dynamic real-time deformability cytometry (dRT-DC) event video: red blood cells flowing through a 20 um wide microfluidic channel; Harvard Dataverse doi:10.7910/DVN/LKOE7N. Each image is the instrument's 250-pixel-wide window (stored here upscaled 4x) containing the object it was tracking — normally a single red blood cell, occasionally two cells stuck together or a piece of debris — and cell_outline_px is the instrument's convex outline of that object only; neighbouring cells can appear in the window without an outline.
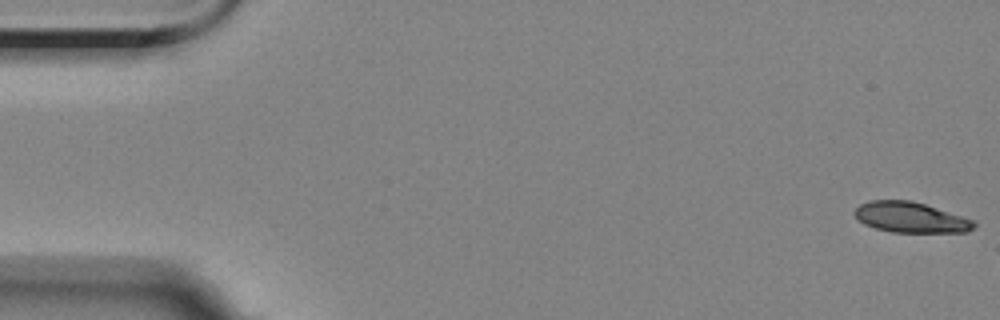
{"species": "Egyptian fruit bat (a non-hibernating species)", "species_latin": "Rousettus aegyptiacus", "temperature_condition": "room temperature", "stored_images_in_passage": 3, "camera_frame_rate_fps": 3000, "um_per_image_px": 0.085, "animal": {"sex": "female"}, "frame": {"image": 1, "passage_image": 1, "time_ms": 0.0, "image_size_px": [1000, 320], "cell_outline_px": [[976, 224], [968, 232], [892, 232], [876, 228], [864, 224], [852, 212], [860, 204], [868, 200], [912, 200], [976, 220]], "centroid_in_image_um": [77.41, 18.47], "position_along_channel_um": 7.6, "area_um2": 21.27}}